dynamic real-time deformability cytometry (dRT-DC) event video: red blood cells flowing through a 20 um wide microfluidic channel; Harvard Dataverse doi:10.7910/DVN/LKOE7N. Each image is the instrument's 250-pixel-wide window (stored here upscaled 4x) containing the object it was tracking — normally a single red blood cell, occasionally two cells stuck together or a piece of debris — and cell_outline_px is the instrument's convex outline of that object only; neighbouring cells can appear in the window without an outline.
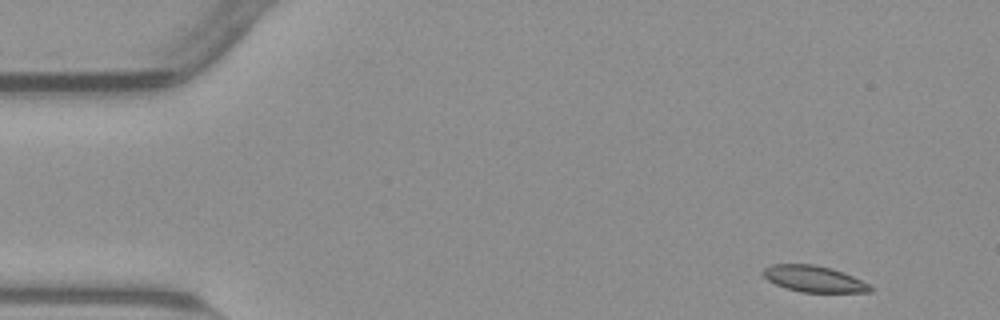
{"species": "common noctule bat (a hibernating species)", "species_latin": "Nyctalus noctula", "temperature_condition": "warm", "stored_images_in_passage": 51, "camera_frame_rate_fps": 3000, "um_per_image_px": 0.085, "animal": {"sex": "male", "body_mass_g": 23.1, "forearm_length_mm": 52.7}, "frame": {"image": 1, "passage_image": 1, "time_ms": 0.0, "image_size_px": [1000, 320], "cell_outline_px": [[872, 292], [800, 292], [784, 288], [768, 280], [760, 272], [764, 268], [772, 264], [812, 264], [844, 272], [868, 284], [872, 288]], "centroid_in_image_um": [69.13, 23.71], "position_along_channel_um": 15.9, "area_um2": 16.3}}
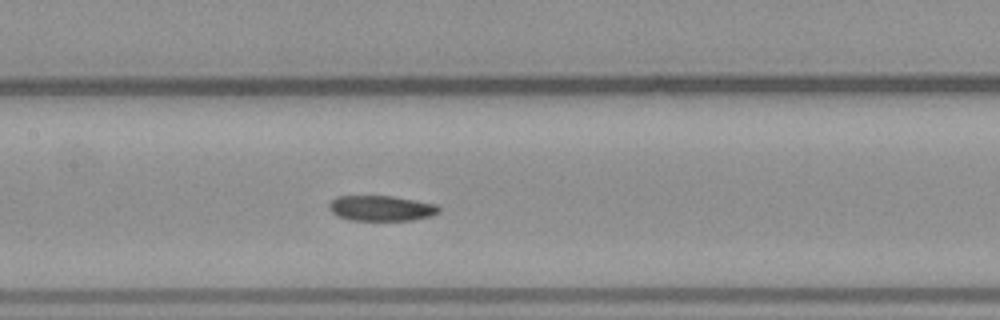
{"frame": {"image": 2, "passage_image": 22, "time_ms": 7.0, "image_size_px": [1000, 320], "cell_outline_px": [[440, 212], [432, 216], [412, 220], [348, 220], [336, 216], [328, 208], [328, 204], [336, 196], [392, 196], [436, 204], [440, 208]], "centroid_in_image_um": [32.39, 17.7], "position_along_channel_um": 175.0, "area_um2": 16.36}}
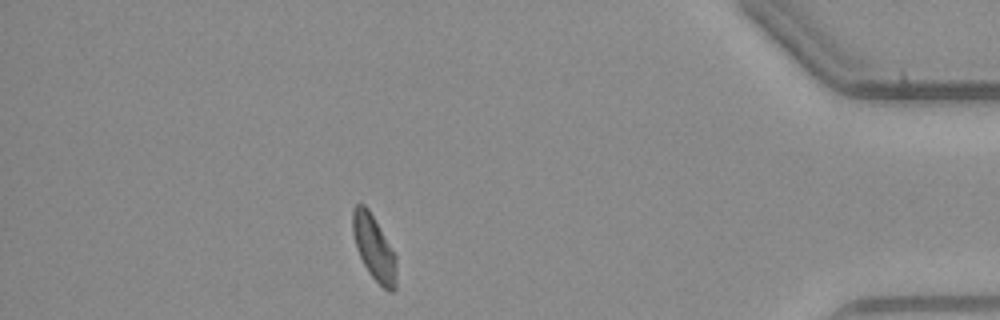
{"frame": {"image": 3, "passage_image": 44, "time_ms": 14.333, "image_size_px": [1000, 320], "cell_outline_px": [[396, 288], [392, 292], [388, 292], [368, 272], [356, 248], [352, 232], [352, 208], [356, 204], [364, 204], [368, 208], [396, 256]], "centroid_in_image_um": [31.77, 21.06], "position_along_channel_um": 403.4, "area_um2": 16.42}, "authors_computed_cell_mechanics": {"area_um2": 16.7042, "velocity_mm_per_s": 3.7961, "shape_relaxation_time_tau1_ms": null, "shape_relaxation_time_tau2_ms": 8.6447, "deformation_change_tau1": null, "deformation_change_tau2": 0.1374}}